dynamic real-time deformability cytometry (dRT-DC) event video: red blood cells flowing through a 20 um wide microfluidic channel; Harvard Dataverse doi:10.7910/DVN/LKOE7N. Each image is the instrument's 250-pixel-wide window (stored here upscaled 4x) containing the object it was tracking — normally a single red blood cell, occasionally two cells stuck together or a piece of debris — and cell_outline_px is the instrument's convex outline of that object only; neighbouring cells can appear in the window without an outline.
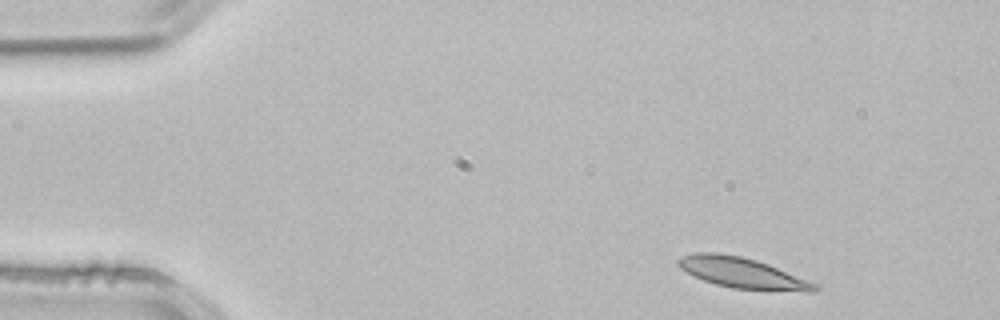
{"species": "common noctule bat (a hibernating species)", "species_latin": "Nyctalus noctula", "temperature_condition": "room temperature", "stored_images_in_passage": 4, "segment_of_instrument_passage": [2, 2], "camera_frame_rate_fps": 3000, "um_per_image_px": 0.085, "animal": {"sex": "male", "body_mass_g": 21.5, "forearm_length_mm": 52.0}, "frame": {"image": 1, "passage_image": 4, "time_ms": 1.0, "image_size_px": [1000, 320], "cell_outline_px": [[820, 288], [812, 292], [808, 292], [732, 288], [716, 284], [704, 280], [680, 268], [676, 264], [676, 260], [680, 256], [696, 252], [716, 252], [740, 256], [756, 260], [768, 264], [820, 284]], "centroid_in_image_um": [63.13, 23.19], "position_along_channel_um": 21.9, "area_um2": 24.39}}